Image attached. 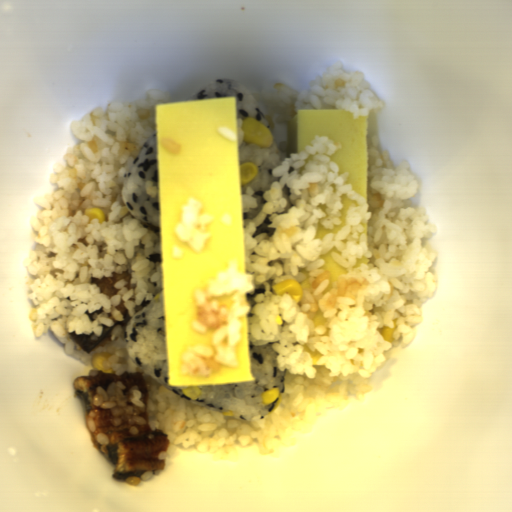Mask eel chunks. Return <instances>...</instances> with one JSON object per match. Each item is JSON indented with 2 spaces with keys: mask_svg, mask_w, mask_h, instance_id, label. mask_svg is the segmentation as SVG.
I'll return each instance as SVG.
<instances>
[{
  "mask_svg": "<svg viewBox=\"0 0 512 512\" xmlns=\"http://www.w3.org/2000/svg\"><path fill=\"white\" fill-rule=\"evenodd\" d=\"M119 381L124 383L126 387L125 395L135 385L143 393L142 401L146 409L145 412L141 413V416L145 419L146 424H133L139 430L137 436L129 433L126 422L119 426H113L110 420V411L92 404L97 387L102 386L107 391L109 384ZM72 386L74 396L79 397L85 403L86 426L89 412L97 413V417L94 419L96 429L92 432L87 429L88 434L93 447L114 465L115 470L112 475L114 479L126 481L127 477L130 476L140 477L147 471L154 473L165 469V459L159 460L158 456L168 450L169 438L160 430L152 431L148 424L149 391L146 379L141 372H124L121 375H116L113 372L112 374H105L97 370V375L77 377L74 379ZM102 432L110 440L108 445L102 446L95 439V436Z\"/></svg>",
  "mask_w": 512,
  "mask_h": 512,
  "instance_id": "eel-chunks-1",
  "label": "eel chunks"
},
{
  "mask_svg": "<svg viewBox=\"0 0 512 512\" xmlns=\"http://www.w3.org/2000/svg\"><path fill=\"white\" fill-rule=\"evenodd\" d=\"M92 284H95L100 288L99 294L107 295L108 298H112L118 293V289L115 284L120 280H125L126 285L124 286L127 291L131 290V276L128 271L123 273H112V276H103L102 279L91 277Z\"/></svg>",
  "mask_w": 512,
  "mask_h": 512,
  "instance_id": "eel-chunks-2",
  "label": "eel chunks"
},
{
  "mask_svg": "<svg viewBox=\"0 0 512 512\" xmlns=\"http://www.w3.org/2000/svg\"><path fill=\"white\" fill-rule=\"evenodd\" d=\"M113 326H103L100 336L93 339L92 334H76L75 331L68 333V336L88 354L101 344L112 330Z\"/></svg>",
  "mask_w": 512,
  "mask_h": 512,
  "instance_id": "eel-chunks-3",
  "label": "eel chunks"
},
{
  "mask_svg": "<svg viewBox=\"0 0 512 512\" xmlns=\"http://www.w3.org/2000/svg\"><path fill=\"white\" fill-rule=\"evenodd\" d=\"M116 310L120 311V313L123 316V318L128 316V312H127V309L125 307V300H121L120 304L116 306Z\"/></svg>",
  "mask_w": 512,
  "mask_h": 512,
  "instance_id": "eel-chunks-4",
  "label": "eel chunks"
}]
</instances>
